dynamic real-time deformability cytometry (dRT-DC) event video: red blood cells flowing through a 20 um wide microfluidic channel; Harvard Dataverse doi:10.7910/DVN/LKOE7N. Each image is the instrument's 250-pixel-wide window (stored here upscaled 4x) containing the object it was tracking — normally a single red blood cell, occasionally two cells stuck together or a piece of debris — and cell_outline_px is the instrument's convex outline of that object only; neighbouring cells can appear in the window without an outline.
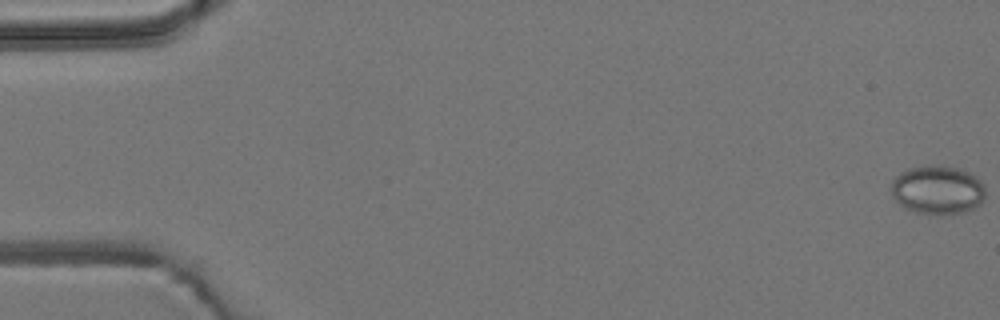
{"species": "common noctule bat (a hibernating species)", "species_latin": "Nyctalus noctula", "temperature_condition": "room temperature", "stored_images_in_passage": 56, "camera_frame_rate_fps": 3000, "um_per_image_px": 0.085, "animal": {"sex": "male", "body_mass_g": 19.2, "forearm_length_mm": 51.8}, "frame": {"image": 1, "passage_image": 1, "time_ms": 0.0, "image_size_px": [1000, 320], "cell_outline_px": [[984, 200], [980, 204], [964, 212], [940, 216], [916, 212], [904, 208], [892, 196], [892, 180], [900, 172], [908, 168], [960, 168], [976, 176], [984, 184]], "centroid_in_image_um": [79.7, 16.2], "position_along_channel_um": 5.3, "area_um2": 26.41}}
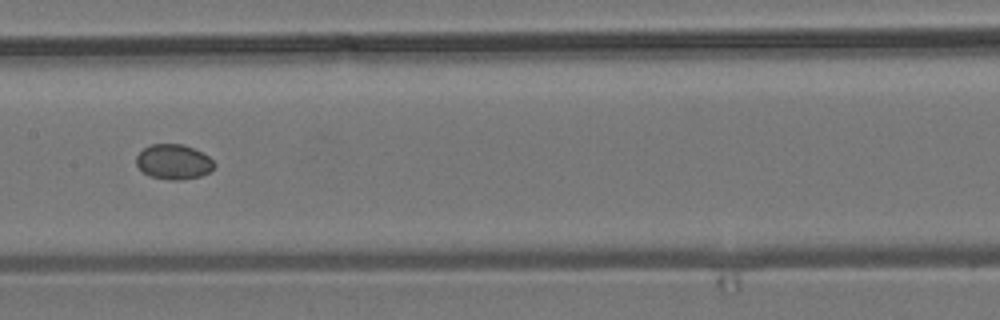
{"frame": {"image": 2, "passage_image": 28, "time_ms": 9.0, "image_size_px": [1000, 320], "cell_outline_px": [[216, 164], [208, 172], [200, 176], [180, 180], [168, 180], [152, 176], [144, 172], [136, 164], [136, 156], [144, 148], [152, 144], [184, 144], [208, 156]], "centroid_in_image_um": [14.75, 13.75], "position_along_channel_um": 192.7, "area_um2": 15.66}}
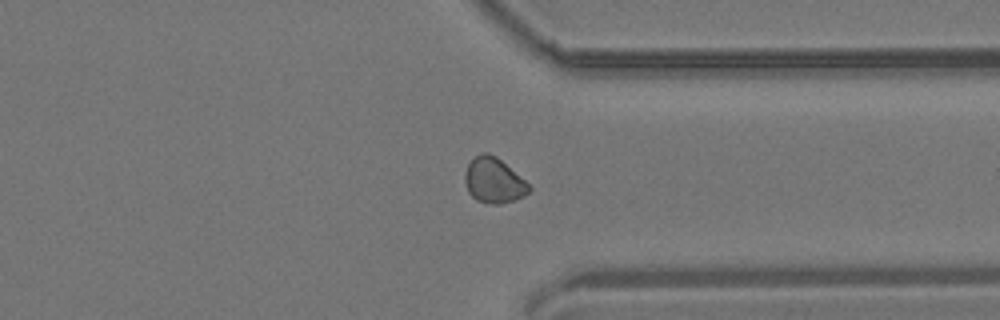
{"frame": {"image": 3, "passage_image": 42, "time_ms": 13.667, "image_size_px": [1000, 320], "cell_outline_px": [[532, 188], [524, 196], [516, 200], [500, 204], [492, 204], [476, 200], [468, 192], [464, 180], [464, 172], [468, 164], [480, 152], [488, 152], [496, 156], [524, 180]], "centroid_in_image_um": [41.95, 15.34], "position_along_channel_um": 369.5, "area_um2": 16.88}, "authors_computed_cell_mechanics": {"area_um2": 16.6753, "velocity_mm_per_s": 3.8184, "shape_relaxation_time_tau1_ms": null, "shape_relaxation_time_tau2_ms": 11.1496, "deformation_change_tau1": null, "deformation_change_tau2": 0.0519}}